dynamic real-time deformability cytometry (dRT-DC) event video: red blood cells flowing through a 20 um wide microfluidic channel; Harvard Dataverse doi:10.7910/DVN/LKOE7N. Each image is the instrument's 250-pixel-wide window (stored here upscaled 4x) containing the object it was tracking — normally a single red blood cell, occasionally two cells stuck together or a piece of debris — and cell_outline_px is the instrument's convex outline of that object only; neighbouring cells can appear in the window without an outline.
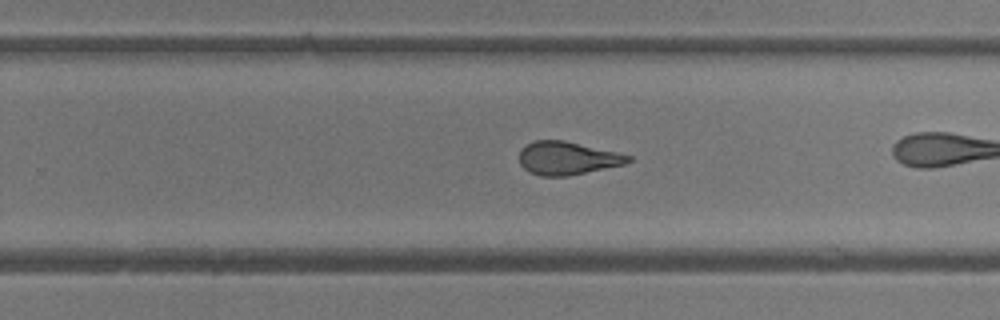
{"species": "common noctule bat (a hibernating species)", "species_latin": "Nyctalus noctula", "temperature_condition": "room temperature", "stored_images_in_passage": 27, "camera_frame_rate_fps": 3000, "um_per_image_px": 0.085, "animal": {"sex": "female"}, "frame": {"image": 1, "passage_image": 20, "time_ms": 6.333, "image_size_px": [1000, 320], "cell_outline_px": [[632, 160], [624, 164], [568, 176], [540, 176], [528, 172], [520, 164], [520, 148], [536, 140], [564, 140], [616, 152], [632, 156]], "centroid_in_image_um": [48.2, 13.45], "position_along_channel_um": 281.6, "area_um2": 20.92}}